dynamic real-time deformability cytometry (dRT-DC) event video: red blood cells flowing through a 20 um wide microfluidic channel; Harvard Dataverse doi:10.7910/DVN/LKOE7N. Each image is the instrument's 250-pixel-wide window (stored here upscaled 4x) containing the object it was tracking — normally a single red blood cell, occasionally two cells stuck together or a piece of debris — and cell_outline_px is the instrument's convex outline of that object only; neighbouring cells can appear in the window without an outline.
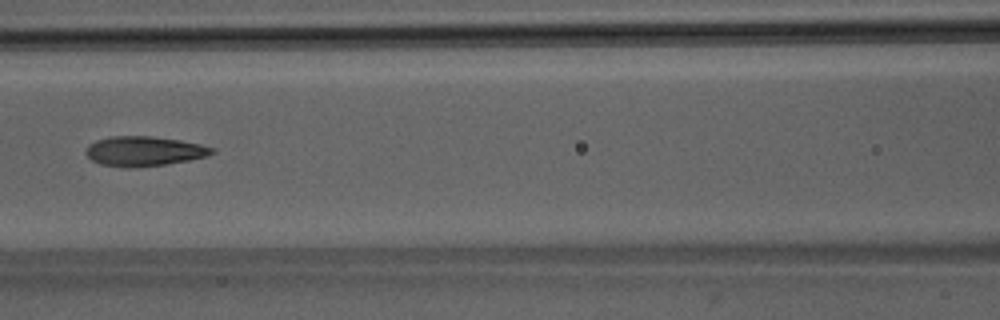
{"species": "Egyptian fruit bat (a non-hibernating species)", "species_latin": "Rousettus aegyptiacus", "temperature_condition": "room temperature", "stored_images_in_passage": 38, "camera_frame_rate_fps": 3000, "um_per_image_px": 0.085, "animal": {"sex": "male"}, "frame": {"image": 1, "passage_image": 12, "time_ms": 3.667, "image_size_px": [1000, 320], "cell_outline_px": [[216, 152], [208, 156], [188, 160], [164, 164], [132, 168], [124, 168], [100, 164], [92, 160], [84, 152], [88, 144], [96, 140], [112, 136], [148, 136], [180, 140], [200, 144], [216, 148]], "centroid_in_image_um": [12.24, 12.85], "position_along_channel_um": 154.4, "area_um2": 21.96}}
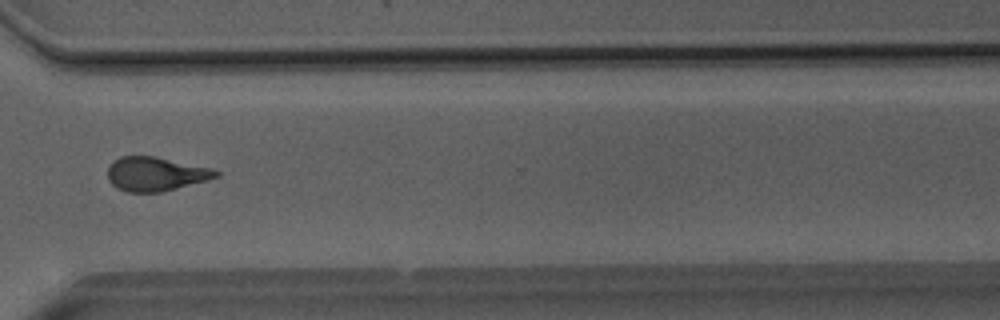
{"frame": {"image": 2, "passage_image": 27, "time_ms": 8.667, "image_size_px": [1000, 320], "cell_outline_px": [[220, 176], [208, 180], [160, 192], [128, 192], [116, 188], [108, 180], [108, 168], [120, 156], [156, 156], [212, 168], [220, 172]], "centroid_in_image_um": [13.25, 14.78], "position_along_channel_um": 357.3, "area_um2": 21.44}, "authors_computed_cell_mechanics": {"area_um2": 21.7328, "velocity_mm_per_s": 4.066, "shape_relaxation_time_tau1_ms": 5.368, "shape_relaxation_time_tau2_ms": 2.0554, "deformation_change_tau1": 0.1664, "deformation_change_tau2": 0.106}}